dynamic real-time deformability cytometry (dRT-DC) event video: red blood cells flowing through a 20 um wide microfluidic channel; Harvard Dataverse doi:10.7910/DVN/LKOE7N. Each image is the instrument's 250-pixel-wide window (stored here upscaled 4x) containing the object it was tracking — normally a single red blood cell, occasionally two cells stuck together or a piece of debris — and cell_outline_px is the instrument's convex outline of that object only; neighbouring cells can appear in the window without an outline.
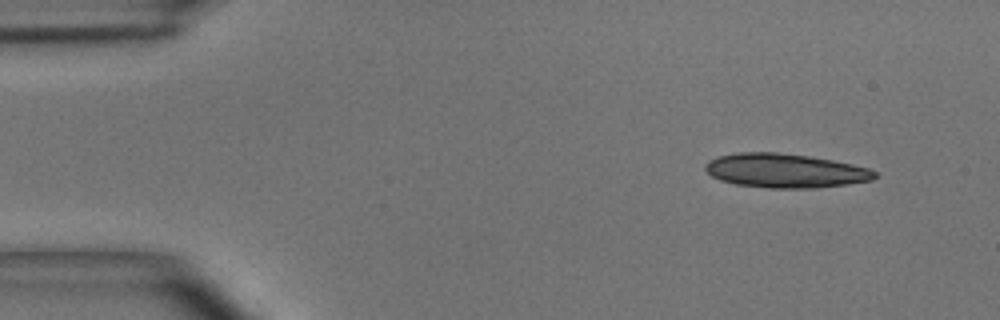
{"species": "common noctule bat (a hibernating species)", "species_latin": "Nyctalus noctula", "temperature_condition": "room temperature", "stored_images_in_passage": 3, "camera_frame_rate_fps": 3000, "um_per_image_px": 0.085, "animal": {"sex": "male", "body_mass_g": 15.6}, "frame": {"image": 1, "passage_image": 1, "time_ms": 0.0, "image_size_px": [1000, 320], "cell_outline_px": [[876, 176], [872, 180], [848, 184], [812, 188], [768, 188], [736, 184], [720, 180], [712, 176], [704, 168], [704, 164], [708, 160], [716, 156], [736, 152], [776, 152], [808, 156], [832, 160], [852, 164], [868, 168], [876, 172]], "centroid_in_image_um": [66.7, 14.5], "position_along_channel_um": 18.3, "area_um2": 33.7}}